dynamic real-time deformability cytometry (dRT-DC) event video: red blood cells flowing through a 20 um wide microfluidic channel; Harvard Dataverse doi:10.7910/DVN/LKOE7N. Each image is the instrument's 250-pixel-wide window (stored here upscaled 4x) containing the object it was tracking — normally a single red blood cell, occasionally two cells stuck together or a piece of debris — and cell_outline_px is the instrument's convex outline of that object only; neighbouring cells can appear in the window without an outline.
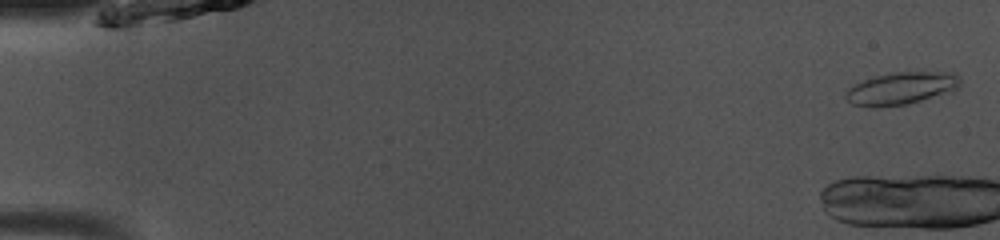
{"species": "common noctule bat (a hibernating species)", "species_latin": "Nyctalus noctula", "temperature_condition": "room temperature", "stored_images_in_passage": 6, "camera_frame_rate_fps": 3000, "um_per_image_px": 0.085, "animal": {"sex": "male", "body_mass_g": 13.0, "forearm_length_mm": 53.1}, "frame": {"image": 1, "passage_image": 2, "time_ms": 0.333, "image_size_px": [1000, 240], "cell_outline_px": [[960, 84], [952, 92], [904, 104], [872, 108], [852, 104], [844, 96], [844, 92], [848, 88], [864, 80], [876, 76], [892, 72], [924, 68], [956, 72], [960, 76]], "centroid_in_image_um": [76.69, 7.44], "position_along_channel_um": 8.3, "area_um2": 22.54}}